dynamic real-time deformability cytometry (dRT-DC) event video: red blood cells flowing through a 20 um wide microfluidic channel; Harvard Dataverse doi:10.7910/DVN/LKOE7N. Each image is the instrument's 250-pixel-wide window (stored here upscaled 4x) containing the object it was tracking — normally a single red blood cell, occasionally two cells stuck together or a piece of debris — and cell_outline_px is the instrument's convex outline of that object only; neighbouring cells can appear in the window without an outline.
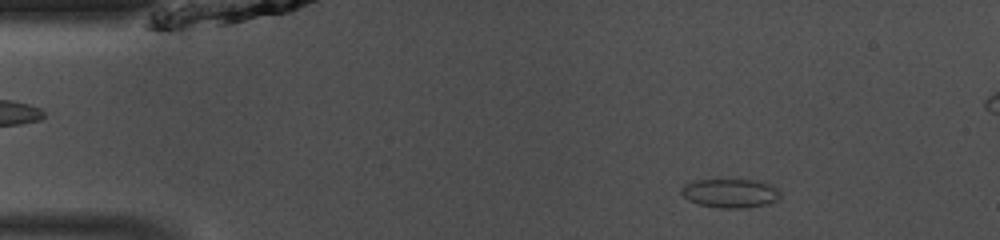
{"species": "common noctule bat (a hibernating species)", "species_latin": "Nyctalus noctula", "temperature_condition": "room temperature", "stored_images_in_passage": 46, "camera_frame_rate_fps": 3000, "um_per_image_px": 0.085, "animal": {"sex": "male", "body_mass_g": 13.0, "forearm_length_mm": 53.1}, "frame": {"image": 1, "passage_image": 6, "time_ms": 1.667, "image_size_px": [1000, 240], "cell_outline_px": [[780, 200], [768, 204], [744, 208], [720, 208], [696, 204], [688, 200], [680, 192], [680, 188], [684, 184], [692, 180], [764, 180], [780, 188]], "centroid_in_image_um": [62.12, 16.42], "position_along_channel_um": 22.9, "area_um2": 17.22}}
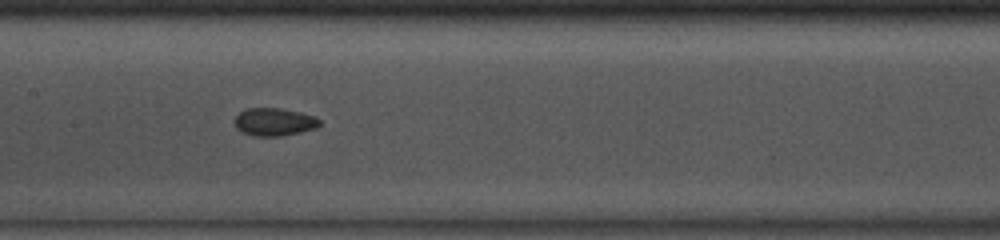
{"frame": {"image": 2, "passage_image": 22, "time_ms": 7.0, "image_size_px": [1000, 240], "cell_outline_px": [[320, 124], [316, 128], [300, 132], [280, 136], [256, 136], [244, 132], [236, 128], [236, 116], [244, 108], [280, 108], [300, 112], [312, 116], [320, 120]], "centroid_in_image_um": [23.31, 10.35], "position_along_channel_um": 184.1, "area_um2": 13.58}}
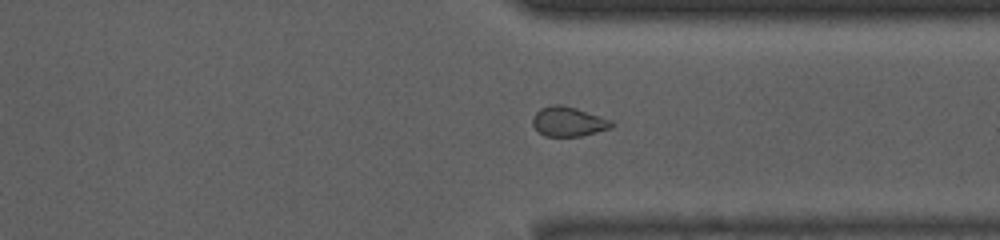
{"frame": {"image": 3, "passage_image": 35, "time_ms": 11.333, "image_size_px": [1000, 240], "cell_outline_px": [[616, 124], [612, 128], [580, 136], [544, 136], [532, 124], [532, 120], [536, 112], [540, 108], [552, 104], [560, 104], [576, 108], [612, 120]], "centroid_in_image_um": [48.33, 10.33], "position_along_channel_um": 363.1, "area_um2": 13.64}}